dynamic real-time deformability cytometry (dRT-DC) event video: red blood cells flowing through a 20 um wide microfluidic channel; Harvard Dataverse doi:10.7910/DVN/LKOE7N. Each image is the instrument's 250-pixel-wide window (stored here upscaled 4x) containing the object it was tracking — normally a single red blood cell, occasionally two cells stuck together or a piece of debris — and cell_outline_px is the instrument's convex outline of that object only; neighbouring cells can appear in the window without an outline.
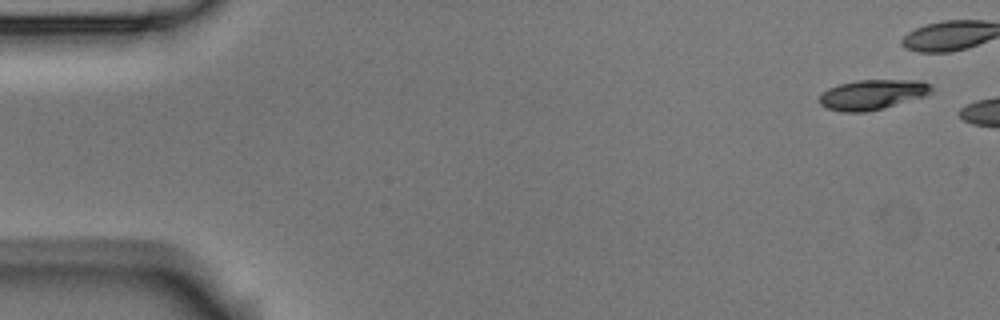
{"species": "Egyptian fruit bat (a non-hibernating species)", "species_latin": "Rousettus aegyptiacus", "temperature_condition": "room temperature", "stored_images_in_passage": 2, "camera_frame_rate_fps": 3000, "um_per_image_px": 0.085, "animal": {"sex": "male"}, "frame": {"image": 1, "passage_image": 1, "time_ms": 0.0, "image_size_px": [1000, 320], "cell_outline_px": [[936, 88], [932, 92], [924, 96], [884, 108], [864, 112], [844, 112], [828, 108], [820, 104], [820, 96], [828, 88], [840, 84], [856, 80], [920, 80]], "centroid_in_image_um": [74.19, 8.03], "position_along_channel_um": 10.8, "area_um2": 19.48}}